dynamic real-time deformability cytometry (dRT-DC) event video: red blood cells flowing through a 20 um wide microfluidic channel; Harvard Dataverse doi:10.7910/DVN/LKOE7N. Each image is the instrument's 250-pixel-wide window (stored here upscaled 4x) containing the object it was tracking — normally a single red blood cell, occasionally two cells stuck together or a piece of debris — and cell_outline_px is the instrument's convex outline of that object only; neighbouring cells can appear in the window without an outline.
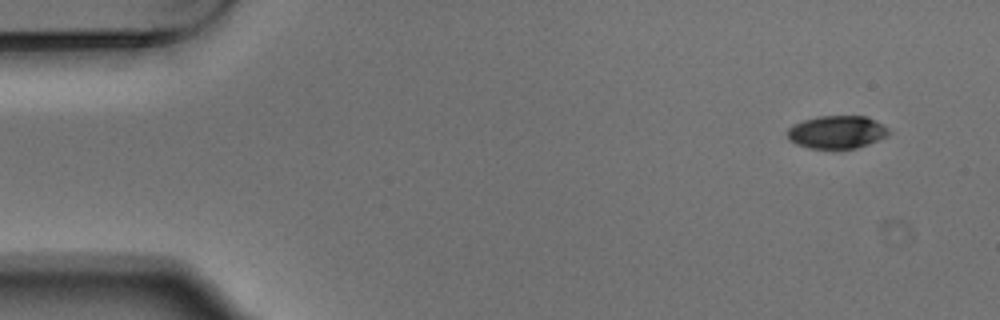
{"species": "Egyptian fruit bat (a non-hibernating species)", "species_latin": "Rousettus aegyptiacus", "temperature_condition": "warm", "stored_images_in_passage": 5, "camera_frame_rate_fps": 3000, "um_per_image_px": 0.085, "animal": {"sex": "male"}, "frame": {"image": 1, "passage_image": 1, "time_ms": 0.0, "image_size_px": [1000, 320], "cell_outline_px": [[892, 132], [888, 136], [868, 144], [856, 148], [808, 148], [796, 144], [788, 140], [788, 128], [792, 124], [804, 120], [820, 116], [868, 116], [876, 120], [888, 128]], "centroid_in_image_um": [71.15, 11.22], "position_along_channel_um": 13.8, "area_um2": 19.54}}
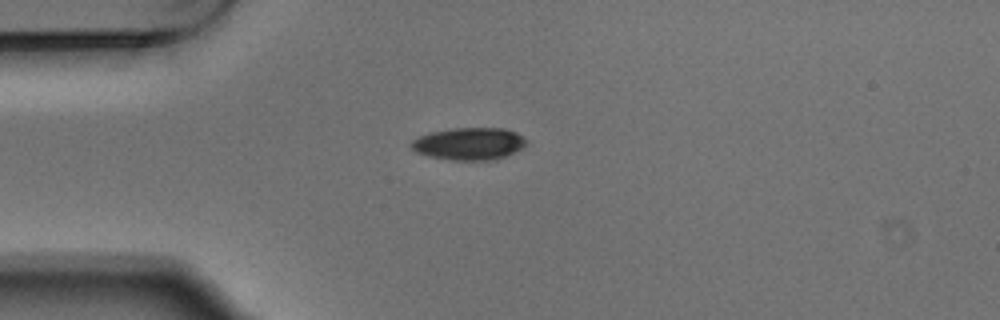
{"frame": {"image": 2, "passage_image": 4, "time_ms": 1.0, "image_size_px": [1000, 320], "cell_outline_px": [[528, 140], [520, 148], [504, 156], [492, 160], [452, 160], [428, 156], [416, 152], [408, 144], [412, 140], [420, 136], [432, 132], [456, 128], [504, 128], [516, 132]], "centroid_in_image_um": [39.84, 12.21], "position_along_channel_um": 45.2, "area_um2": 21.44}}
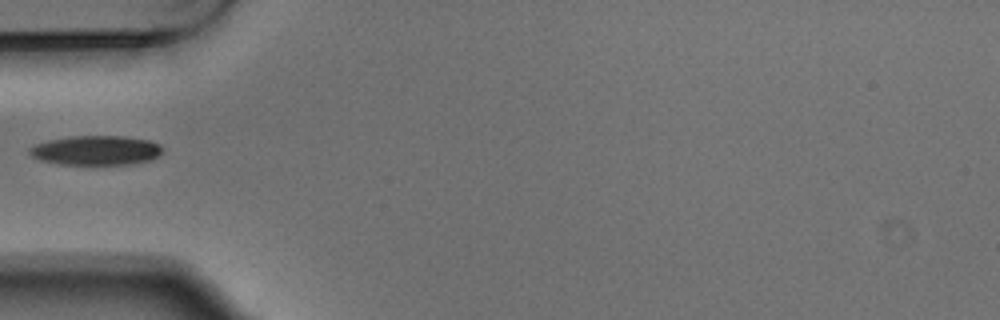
{"frame": {"image": 3, "passage_image": 5, "time_ms": 1.333, "image_size_px": [1000, 320], "cell_outline_px": [[160, 156], [152, 160], [132, 164], [60, 164], [40, 160], [32, 156], [28, 152], [28, 148], [36, 144], [48, 140], [72, 136], [124, 136], [148, 140], [160, 144]], "centroid_in_image_um": [8.16, 12.78], "position_along_channel_um": 76.8, "area_um2": 22.83}}